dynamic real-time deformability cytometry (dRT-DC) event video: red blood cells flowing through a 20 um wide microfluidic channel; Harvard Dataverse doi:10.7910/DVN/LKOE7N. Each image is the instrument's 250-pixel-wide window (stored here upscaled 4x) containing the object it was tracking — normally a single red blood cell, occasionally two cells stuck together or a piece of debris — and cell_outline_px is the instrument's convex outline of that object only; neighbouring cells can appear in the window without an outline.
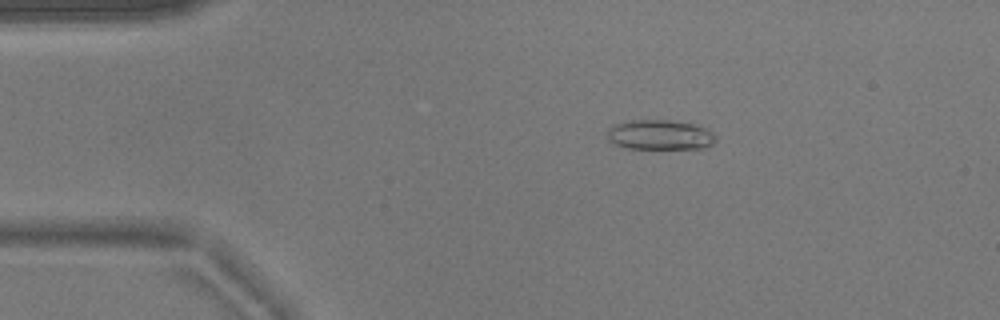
{"species": "common noctule bat (a hibernating species)", "species_latin": "Nyctalus noctula", "temperature_condition": "warm", "stored_images_in_passage": 44, "camera_frame_rate_fps": 3000, "um_per_image_px": 0.085, "animal": {"sex": "male", "body_mass_g": 17.9}, "frame": {"image": 1, "passage_image": 1, "time_ms": 0.0, "image_size_px": [1000, 320], "cell_outline_px": [[716, 140], [712, 144], [704, 148], [628, 148], [616, 144], [608, 140], [608, 128], [612, 124], [632, 120], [668, 120], [696, 124], [712, 132], [716, 136]], "centroid_in_image_um": [56.09, 11.45], "position_along_channel_um": 28.9, "area_um2": 18.84}}
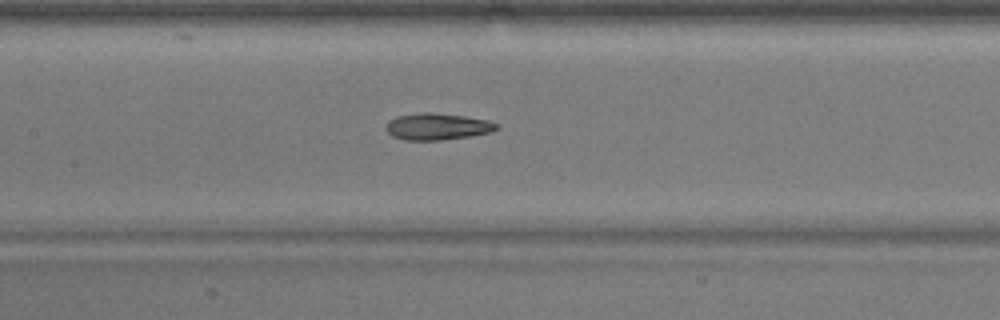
{"frame": {"image": 2, "passage_image": 16, "time_ms": 5.0, "image_size_px": [1000, 320], "cell_outline_px": [[500, 128], [492, 132], [472, 136], [440, 140], [404, 140], [392, 136], [384, 128], [388, 120], [396, 116], [420, 112], [432, 112], [464, 116], [488, 120], [496, 124]], "centroid_in_image_um": [37.15, 10.75], "position_along_channel_um": 170.3, "area_um2": 17.4}}
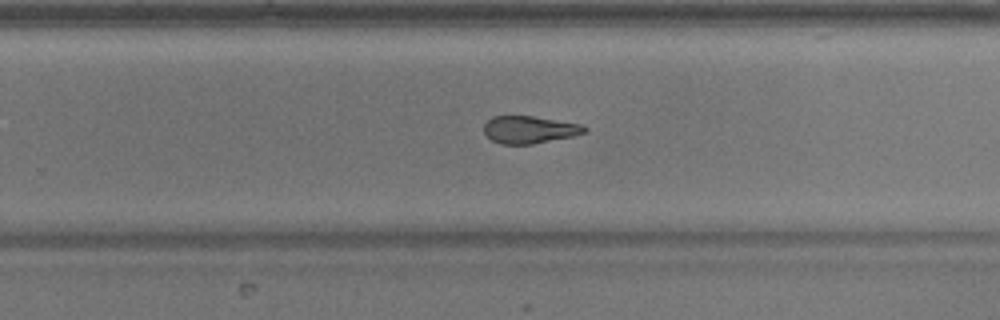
{"frame": {"image": 3, "passage_image": 25, "time_ms": 8.0, "image_size_px": [1000, 320], "cell_outline_px": [[588, 128], [584, 132], [572, 136], [532, 144], [500, 144], [492, 140], [484, 132], [484, 124], [492, 116], [532, 116], [580, 124]], "centroid_in_image_um": [44.96, 11.02], "position_along_channel_um": 284.8, "area_um2": 15.84}, "authors_computed_cell_mechanics": {"area_um2": 17.8024, "velocity_mm_per_s": 3.8327, "shape_relaxation_time_tau1_ms": 5.5774, "shape_relaxation_time_tau2_ms": 5.3141, "deformation_change_tau1": 0.1464, "deformation_change_tau2": 0.1351}}